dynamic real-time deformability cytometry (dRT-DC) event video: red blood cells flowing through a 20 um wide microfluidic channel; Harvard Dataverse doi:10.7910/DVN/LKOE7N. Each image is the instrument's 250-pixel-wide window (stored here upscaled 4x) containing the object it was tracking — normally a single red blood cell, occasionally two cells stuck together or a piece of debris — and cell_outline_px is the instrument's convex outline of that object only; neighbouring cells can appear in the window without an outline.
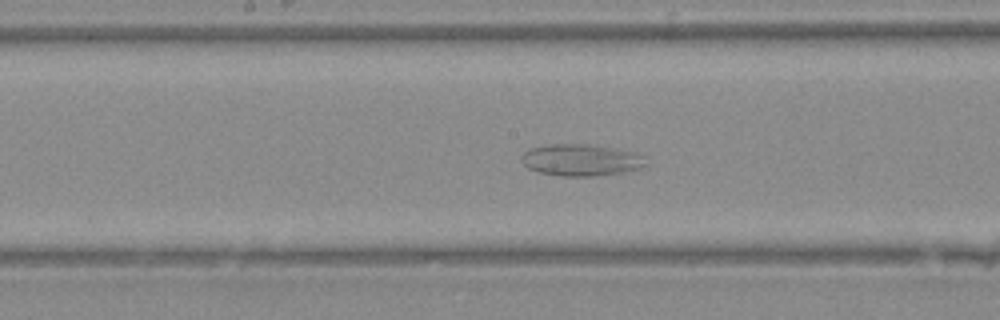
{"species": "Egyptian fruit bat (a non-hibernating species)", "species_latin": "Rousettus aegyptiacus", "temperature_condition": "warm", "stored_images_in_passage": 31, "camera_frame_rate_fps": 3000, "um_per_image_px": 0.085, "animal": {"sex": "female"}, "frame": {"image": 1, "passage_image": 11, "time_ms": 3.333, "image_size_px": [1000, 320], "cell_outline_px": [[648, 164], [640, 168], [628, 172], [592, 176], [560, 176], [540, 172], [528, 168], [524, 164], [520, 156], [524, 152], [532, 148], [548, 144], [592, 144], [616, 148], [632, 152], [644, 156]], "centroid_in_image_um": [49.42, 13.6], "position_along_channel_um": 198.8, "area_um2": 23.18}}
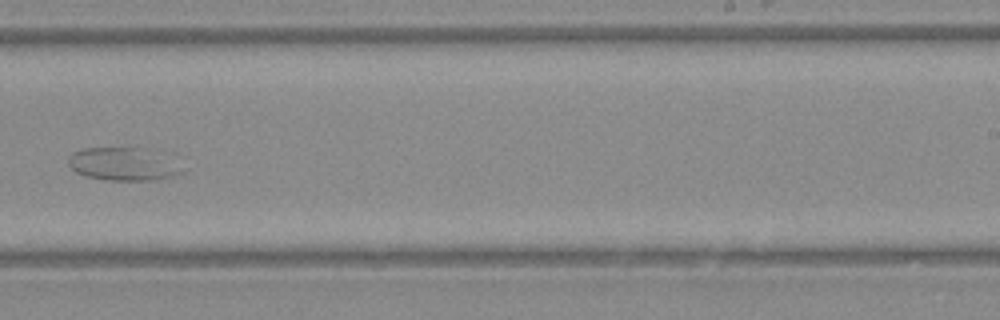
{"frame": {"image": 2, "passage_image": 16, "time_ms": 5.0, "image_size_px": [1000, 320], "cell_outline_px": [[184, 172], [172, 176], [152, 180], [108, 180], [84, 176], [76, 172], [68, 164], [68, 156], [72, 152], [84, 148], [144, 148]], "centroid_in_image_um": [10.26, 13.96], "position_along_channel_um": 278.7, "area_um2": 20.81}}
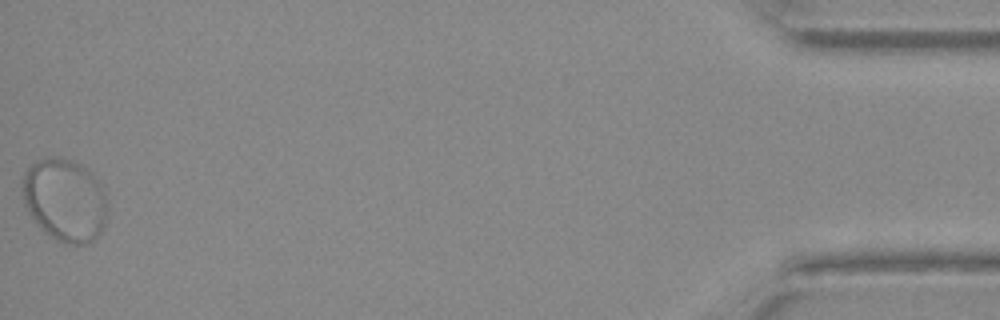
{"frame": {"image": 3, "passage_image": 31, "time_ms": 10.0, "image_size_px": [1000, 320], "cell_outline_px": [[104, 228], [88, 244], [64, 244], [56, 240], [44, 232], [36, 224], [28, 212], [24, 204], [24, 172], [32, 164], [48, 156], [56, 156], [72, 160], [80, 164], [92, 172], [104, 196]], "centroid_in_image_um": [5.47, 17.01], "position_along_channel_um": 429.7, "area_um2": 40.46}}